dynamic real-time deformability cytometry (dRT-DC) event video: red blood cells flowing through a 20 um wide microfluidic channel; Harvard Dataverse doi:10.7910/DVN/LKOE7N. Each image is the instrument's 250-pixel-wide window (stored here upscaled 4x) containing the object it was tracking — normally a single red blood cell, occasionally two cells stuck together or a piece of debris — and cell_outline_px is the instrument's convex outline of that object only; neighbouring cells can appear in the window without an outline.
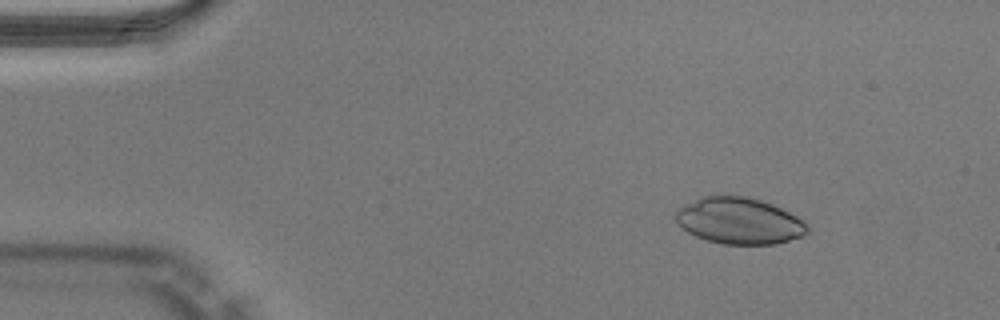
{"species": "Egyptian fruit bat (a non-hibernating species)", "species_latin": "Rousettus aegyptiacus", "temperature_condition": "warm", "stored_images_in_passage": 50, "camera_frame_rate_fps": 3000, "um_per_image_px": 0.085, "animal": {"sex": "male"}, "frame": {"image": 1, "passage_image": 7, "time_ms": 2.0, "image_size_px": [1000, 320], "cell_outline_px": [[808, 232], [804, 236], [776, 244], [724, 244], [708, 240], [696, 236], [688, 232], [676, 220], [676, 212], [684, 204], [704, 196], [744, 196], [760, 200], [772, 204], [796, 216], [808, 224]], "centroid_in_image_um": [62.87, 18.78], "position_along_channel_um": 22.1, "area_um2": 35.26}}
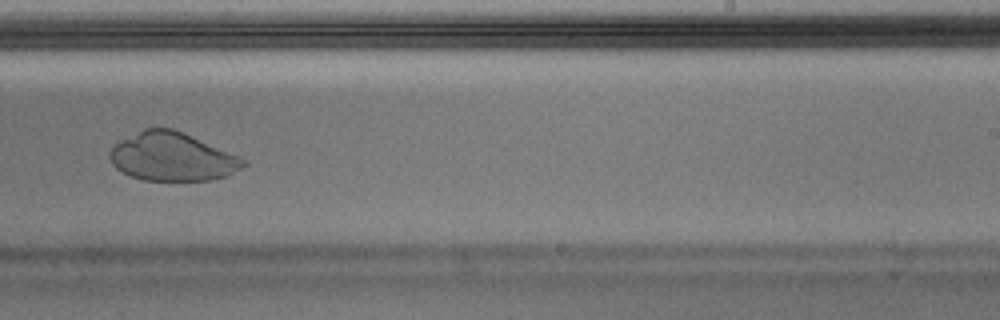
{"frame": {"image": 2, "passage_image": 32, "time_ms": 10.333, "image_size_px": [1000, 320], "cell_outline_px": [[248, 164], [228, 176], [208, 180], [144, 180], [132, 176], [116, 168], [112, 164], [108, 152], [120, 140], [144, 128], [172, 128], [240, 156], [248, 160]], "centroid_in_image_um": [14.66, 13.33], "position_along_channel_um": 274.3, "area_um2": 37.51}}